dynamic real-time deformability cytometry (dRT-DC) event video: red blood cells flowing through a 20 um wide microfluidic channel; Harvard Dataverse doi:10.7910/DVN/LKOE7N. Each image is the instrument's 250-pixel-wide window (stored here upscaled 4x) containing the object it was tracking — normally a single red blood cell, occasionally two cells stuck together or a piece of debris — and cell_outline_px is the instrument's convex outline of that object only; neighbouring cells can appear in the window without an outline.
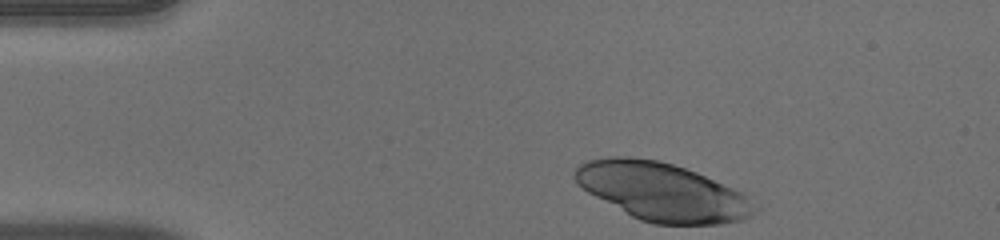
{"species": "human", "species_latin": "Homo sapiens", "temperature_condition": "warm", "stored_images_in_passage": 36, "camera_frame_rate_fps": 3000, "um_per_image_px": 0.085, "donor": {"sex": "male"}, "frame": {"image": 1, "passage_image": 1, "time_ms": 0.0, "image_size_px": [1000, 240], "cell_outline_px": [[760, 208], [740, 220], [720, 224], [652, 224], [640, 220], [632, 216], [588, 192], [576, 184], [576, 168], [580, 164], [588, 160], [608, 156], [628, 156], [660, 160], [696, 172], [732, 188], [740, 192]], "centroid_in_image_um": [56.26, 16.29], "position_along_channel_um": 28.7, "area_um2": 60.11}}